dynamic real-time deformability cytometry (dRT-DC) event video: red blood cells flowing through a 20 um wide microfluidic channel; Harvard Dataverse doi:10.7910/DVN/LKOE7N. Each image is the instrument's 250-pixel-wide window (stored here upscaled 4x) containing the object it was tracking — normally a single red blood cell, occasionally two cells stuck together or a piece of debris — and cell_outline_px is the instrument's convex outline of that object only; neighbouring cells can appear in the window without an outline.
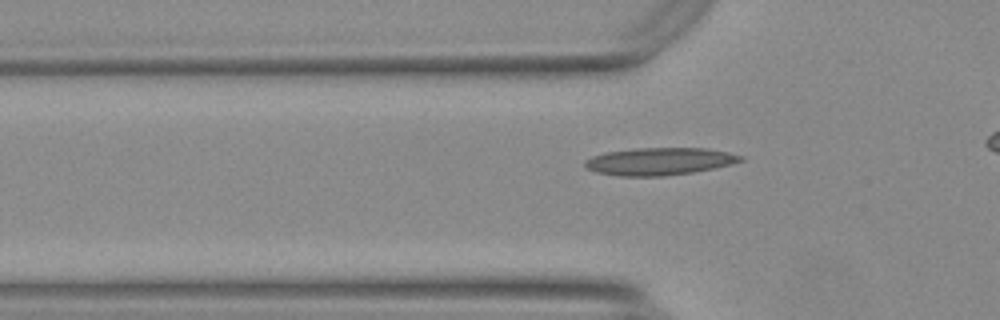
{"species": "Egyptian fruit bat (a non-hibernating species)", "species_latin": "Rousettus aegyptiacus", "temperature_condition": "warm", "stored_images_in_passage": 41, "camera_frame_rate_fps": 3000, "um_per_image_px": 0.085, "animal": {"sex": "female"}, "frame": {"image": 1, "passage_image": 12, "time_ms": 3.667, "image_size_px": [1000, 320], "cell_outline_px": [[744, 160], [732, 164], [692, 172], [664, 176], [620, 176], [596, 172], [584, 168], [584, 160], [592, 156], [604, 152], [636, 148], [708, 148], [728, 152], [744, 156]], "centroid_in_image_um": [56.02, 13.71], "position_along_channel_um": 69.8, "area_um2": 25.03}}
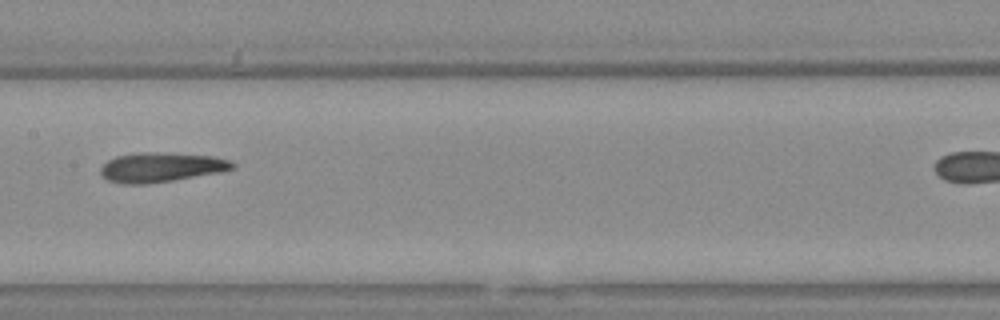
{"frame": {"image": 2, "passage_image": 22, "time_ms": 7.0, "image_size_px": [1000, 320], "cell_outline_px": [[236, 168], [220, 172], [172, 180], [144, 184], [124, 184], [108, 180], [100, 172], [100, 168], [108, 160], [116, 156], [136, 152], [156, 152], [212, 156], [228, 160], [236, 164]], "centroid_in_image_um": [13.68, 14.21], "position_along_channel_um": 193.7, "area_um2": 22.54}}
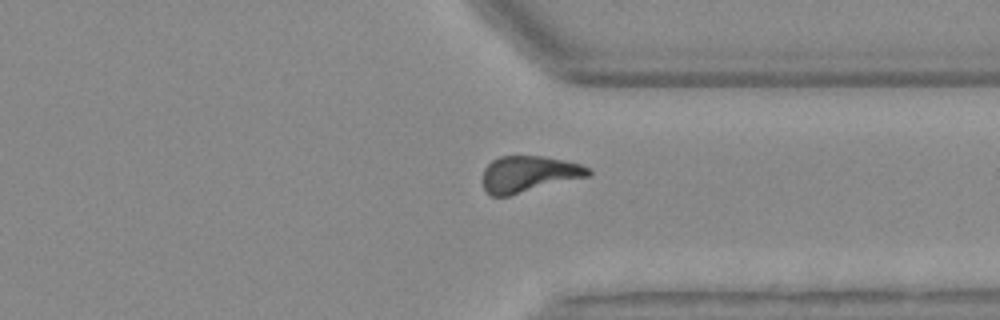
{"frame": {"image": 3, "passage_image": 36, "time_ms": 11.667, "image_size_px": [1000, 320], "cell_outline_px": [[592, 172], [588, 176], [508, 196], [492, 196], [484, 188], [484, 168], [492, 160], [500, 156], [544, 156], [564, 160], [580, 164], [588, 168]], "centroid_in_image_um": [44.94, 14.78], "position_along_channel_um": 366.5, "area_um2": 22.02}}